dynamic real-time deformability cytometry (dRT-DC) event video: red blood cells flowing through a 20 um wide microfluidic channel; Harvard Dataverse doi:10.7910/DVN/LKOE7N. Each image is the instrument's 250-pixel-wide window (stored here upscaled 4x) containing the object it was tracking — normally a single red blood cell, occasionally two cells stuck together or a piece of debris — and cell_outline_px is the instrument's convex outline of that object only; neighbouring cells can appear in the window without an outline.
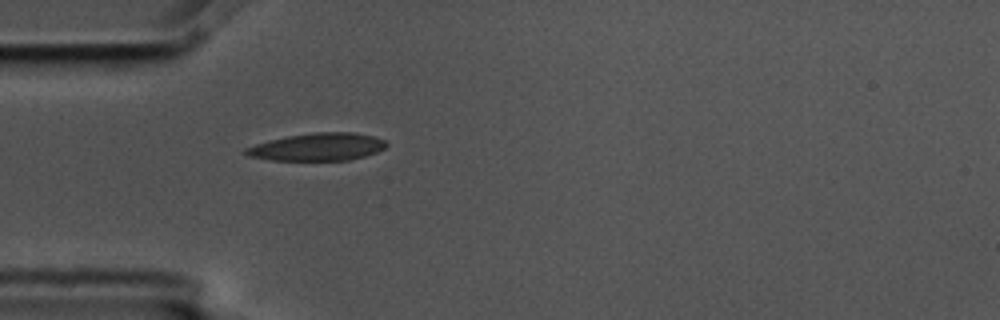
{"species": "common noctule bat (a hibernating species)", "species_latin": "Nyctalus noctula", "temperature_condition": "cold", "stored_images_in_passage": 2, "camera_frame_rate_fps": 3000, "um_per_image_px": 0.085, "animal": {"sex": "male", "body_mass_g": 17.5, "forearm_length_mm": 52.3}, "frame": {"image": 1, "passage_image": 2, "time_ms": 0.333, "image_size_px": [1000, 320], "cell_outline_px": [[388, 144], [384, 148], [376, 152], [364, 156], [348, 160], [272, 160], [248, 156], [244, 152], [244, 148], [256, 144], [288, 136], [316, 132], [356, 132], [376, 136], [384, 140]], "centroid_in_image_um": [27.03, 12.48], "position_along_channel_um": 58.0, "area_um2": 22.48}}